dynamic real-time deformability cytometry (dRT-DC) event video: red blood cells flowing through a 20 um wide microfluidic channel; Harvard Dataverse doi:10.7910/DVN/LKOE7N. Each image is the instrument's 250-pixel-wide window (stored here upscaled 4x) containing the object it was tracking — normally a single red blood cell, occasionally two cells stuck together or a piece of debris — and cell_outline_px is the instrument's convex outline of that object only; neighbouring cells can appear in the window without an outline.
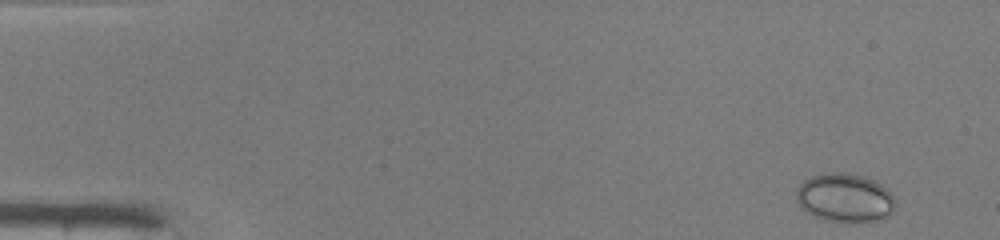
{"species": "common noctule bat (a hibernating species)", "species_latin": "Nyctalus noctula", "temperature_condition": "warm", "stored_images_in_passage": 47, "camera_frame_rate_fps": 3000, "um_per_image_px": 0.085, "animal": {"sex": "male", "body_mass_g": 19.0, "forearm_length_mm": 50.8}, "frame": {"image": 1, "passage_image": 2, "time_ms": 0.333, "image_size_px": [1000, 240], "cell_outline_px": [[896, 204], [884, 216], [872, 220], [848, 224], [824, 220], [812, 216], [800, 208], [796, 200], [796, 188], [804, 180], [812, 176], [832, 172], [848, 172], [864, 176], [880, 184], [896, 200]], "centroid_in_image_um": [71.72, 16.82], "position_along_channel_um": 13.3, "area_um2": 28.21}}
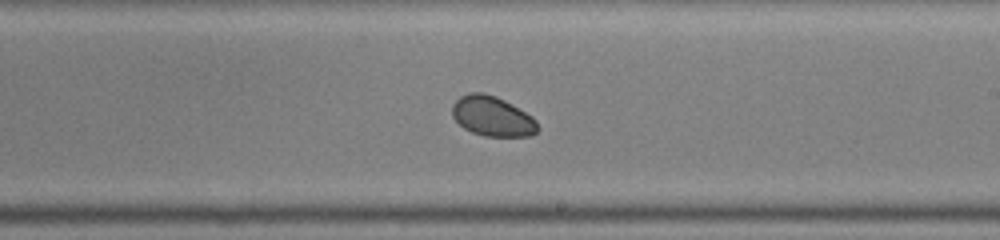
{"frame": {"image": 2, "passage_image": 28, "time_ms": 9.0, "image_size_px": [1000, 240], "cell_outline_px": [[540, 128], [532, 136], [484, 136], [472, 132], [464, 128], [452, 116], [452, 104], [460, 96], [468, 92], [484, 92], [496, 96], [504, 100], [532, 116], [536, 120]], "centroid_in_image_um": [41.85, 9.88], "position_along_channel_um": 247.2, "area_um2": 20.0}}
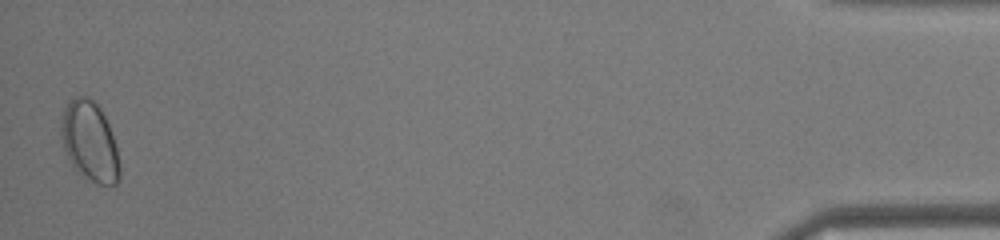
{"frame": {"image": 3, "passage_image": 47, "time_ms": 15.333, "image_size_px": [1000, 240], "cell_outline_px": [[120, 180], [116, 184], [100, 184], [92, 180], [72, 164], [64, 148], [60, 136], [60, 128], [64, 108], [76, 96], [84, 96], [92, 100], [100, 108], [108, 124], [116, 144], [120, 164]], "centroid_in_image_um": [7.65, 12.01], "position_along_channel_um": 427.6, "area_um2": 26.65}}